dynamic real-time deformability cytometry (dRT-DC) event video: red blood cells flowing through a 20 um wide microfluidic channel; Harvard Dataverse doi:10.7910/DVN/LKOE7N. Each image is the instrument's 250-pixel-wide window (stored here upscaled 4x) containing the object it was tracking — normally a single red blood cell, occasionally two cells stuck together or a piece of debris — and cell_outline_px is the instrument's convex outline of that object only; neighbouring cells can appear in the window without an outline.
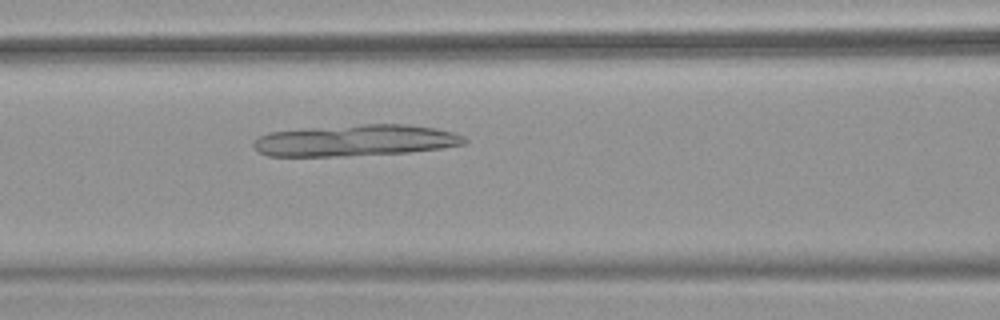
{"species": "common noctule bat (a hibernating species)", "species_latin": "Nyctalus noctula", "temperature_condition": "warm", "stored_images_in_passage": 50, "camera_frame_rate_fps": 3000, "um_per_image_px": 0.085, "animal": {"sex": "female", "body_mass_g": 18.4}, "frame": {"image": 1, "passage_image": 21, "time_ms": 6.667, "image_size_px": [1000, 320], "cell_outline_px": [[468, 140], [464, 144], [440, 148], [408, 152], [340, 156], [268, 156], [260, 152], [252, 144], [252, 140], [268, 132], [308, 128], [360, 124], [408, 124], [436, 128], [452, 132], [464, 136]], "centroid_in_image_um": [30.2, 11.93], "position_along_channel_um": 136.4, "area_um2": 38.61}}
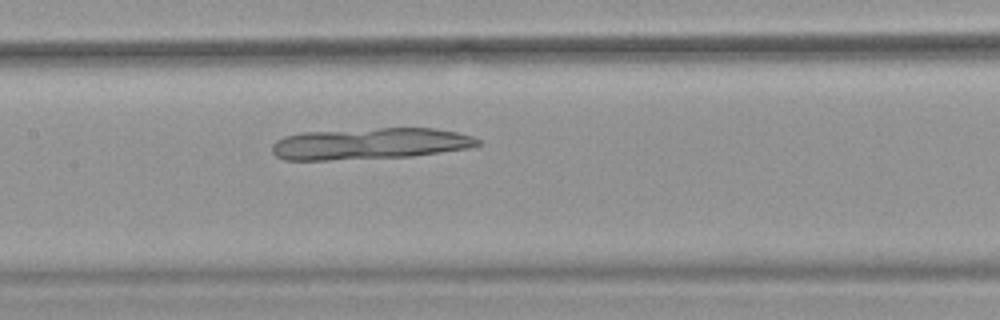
{"frame": {"image": 2, "passage_image": 24, "time_ms": 7.667, "image_size_px": [1000, 320], "cell_outline_px": [[480, 144], [468, 148], [412, 156], [328, 160], [284, 160], [276, 156], [272, 152], [272, 144], [276, 140], [284, 136], [300, 132], [380, 128], [432, 128], [456, 132], [472, 136], [480, 140]], "centroid_in_image_um": [31.39, 12.21], "position_along_channel_um": 176.0, "area_um2": 37.69}}
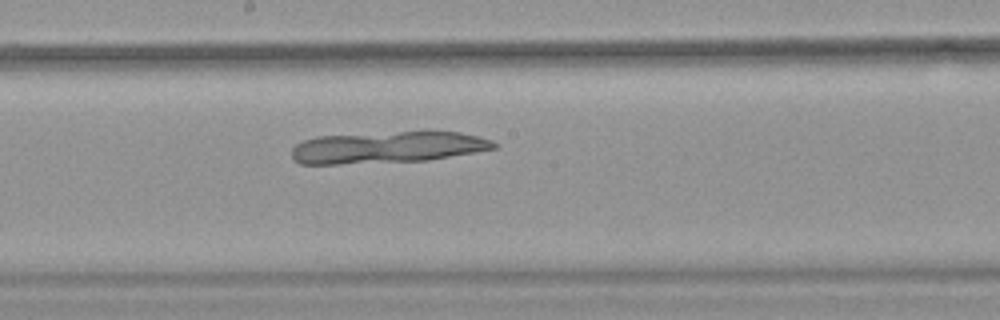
{"frame": {"image": 3, "passage_image": 27, "time_ms": 8.667, "image_size_px": [1000, 320], "cell_outline_px": [[500, 144], [496, 148], [428, 160], [340, 164], [300, 164], [292, 160], [292, 148], [296, 144], [304, 140], [316, 136], [428, 128], [460, 132], [480, 136], [492, 140]], "centroid_in_image_um": [32.99, 12.47], "position_along_channel_um": 215.2, "area_um2": 38.84}}